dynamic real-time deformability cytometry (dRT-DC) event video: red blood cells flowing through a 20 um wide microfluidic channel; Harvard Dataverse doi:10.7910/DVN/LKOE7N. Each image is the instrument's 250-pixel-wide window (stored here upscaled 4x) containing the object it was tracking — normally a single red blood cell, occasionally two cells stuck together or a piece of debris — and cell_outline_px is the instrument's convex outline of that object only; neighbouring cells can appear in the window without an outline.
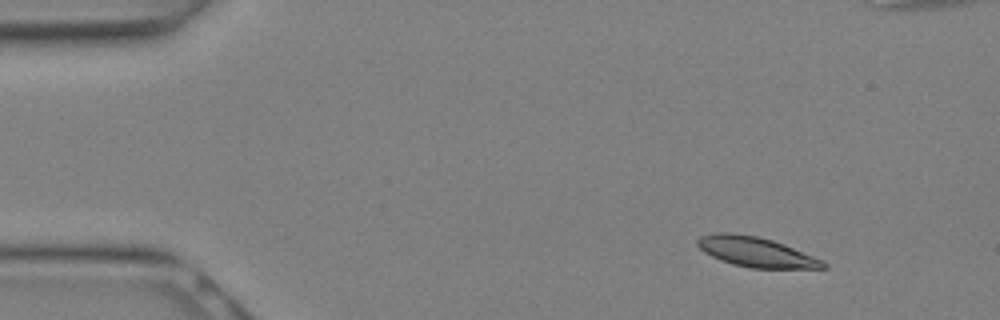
{"species": "Egyptian fruit bat (a non-hibernating species)", "species_latin": "Rousettus aegyptiacus", "temperature_condition": "warm", "stored_images_in_passage": 26, "camera_frame_rate_fps": 3000, "um_per_image_px": 0.085, "animal": {"sex": "female"}, "frame": {"image": 1, "passage_image": 1, "time_ms": 0.0, "image_size_px": [1000, 320], "cell_outline_px": [[828, 268], [752, 268], [732, 264], [720, 260], [704, 252], [696, 244], [696, 240], [700, 236], [712, 232], [732, 232], [756, 236], [772, 240], [784, 244], [824, 260], [828, 264]], "centroid_in_image_um": [64.25, 21.41], "position_along_channel_um": 20.8, "area_um2": 22.08}}
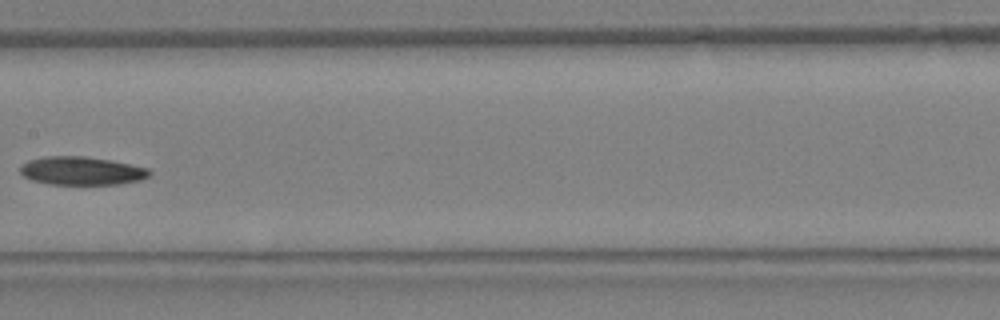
{"frame": {"image": 2, "passage_image": 12, "time_ms": 3.667, "image_size_px": [1000, 320], "cell_outline_px": [[152, 172], [148, 176], [140, 180], [120, 184], [48, 184], [32, 180], [24, 176], [20, 172], [20, 168], [28, 160], [44, 156], [84, 156], [112, 160], [148, 168]], "centroid_in_image_um": [6.94, 14.51], "position_along_channel_um": 200.5, "area_um2": 21.33}}
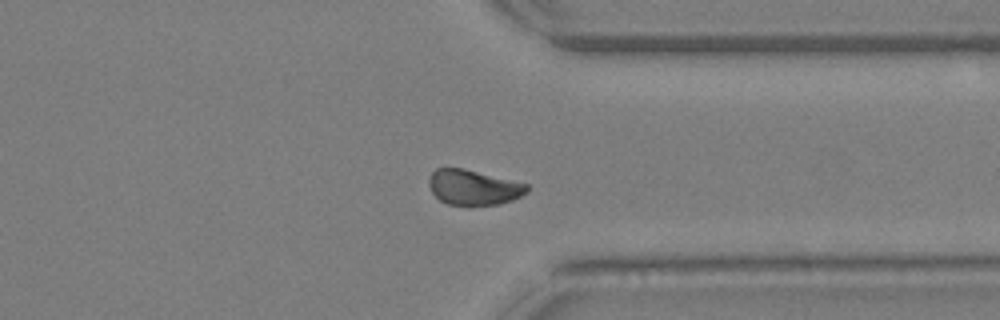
{"frame": {"image": 3, "passage_image": 19, "time_ms": 6.0, "image_size_px": [1000, 320], "cell_outline_px": [[528, 192], [512, 200], [500, 204], [468, 208], [448, 204], [440, 200], [432, 192], [428, 184], [428, 180], [432, 172], [436, 168], [464, 168], [528, 184]], "centroid_in_image_um": [40.23, 15.96], "position_along_channel_um": 371.2, "area_um2": 20.63}}